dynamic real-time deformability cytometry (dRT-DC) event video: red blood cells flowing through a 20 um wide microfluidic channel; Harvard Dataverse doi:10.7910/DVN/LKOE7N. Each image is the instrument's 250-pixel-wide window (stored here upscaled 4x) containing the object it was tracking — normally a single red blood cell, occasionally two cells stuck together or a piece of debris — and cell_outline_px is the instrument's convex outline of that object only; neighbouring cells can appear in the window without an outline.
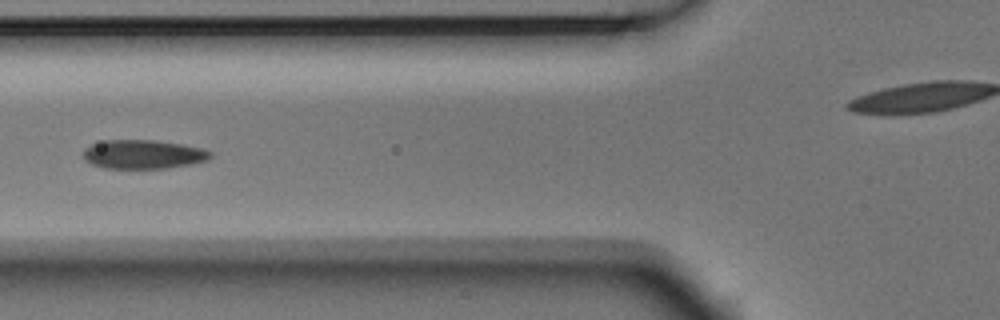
{"species": "Egyptian fruit bat (a non-hibernating species)", "species_latin": "Rousettus aegyptiacus", "temperature_condition": "room temperature", "stored_images_in_passage": 2, "camera_frame_rate_fps": 3000, "um_per_image_px": 0.085, "animal": {"sex": "male"}, "frame": {"image": 1, "passage_image": 2, "time_ms": 0.333, "image_size_px": [1000, 320], "cell_outline_px": [[212, 156], [208, 160], [188, 164], [164, 168], [104, 168], [92, 164], [84, 160], [84, 148], [92, 144], [104, 140], [152, 140], [180, 144], [200, 148], [212, 152]], "centroid_in_image_um": [12.14, 13.11], "position_along_channel_um": 113.7, "area_um2": 21.21}}